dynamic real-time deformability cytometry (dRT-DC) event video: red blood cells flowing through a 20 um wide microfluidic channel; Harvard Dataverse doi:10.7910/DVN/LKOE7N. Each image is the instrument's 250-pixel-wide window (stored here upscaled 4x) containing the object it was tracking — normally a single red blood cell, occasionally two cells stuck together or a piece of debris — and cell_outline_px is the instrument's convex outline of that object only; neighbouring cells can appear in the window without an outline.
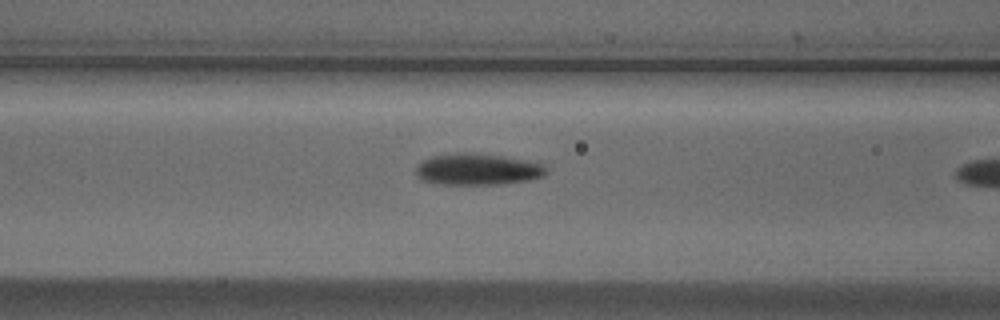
{"species": "Egyptian fruit bat (a non-hibernating species)", "species_latin": "Rousettus aegyptiacus", "temperature_condition": "cold", "stored_images_in_passage": 11, "camera_frame_rate_fps": 3000, "um_per_image_px": 0.085, "animal": {"sex": "male"}, "frame": {"image": 1, "passage_image": 10, "time_ms": 3.0, "image_size_px": [1000, 320], "cell_outline_px": [[548, 172], [540, 176], [528, 180], [500, 184], [440, 184], [420, 180], [416, 176], [416, 164], [428, 156], [452, 152], [476, 152], [524, 160], [544, 164], [548, 168]], "centroid_in_image_um": [40.51, 14.37], "position_along_channel_um": 126.1, "area_um2": 24.28}}